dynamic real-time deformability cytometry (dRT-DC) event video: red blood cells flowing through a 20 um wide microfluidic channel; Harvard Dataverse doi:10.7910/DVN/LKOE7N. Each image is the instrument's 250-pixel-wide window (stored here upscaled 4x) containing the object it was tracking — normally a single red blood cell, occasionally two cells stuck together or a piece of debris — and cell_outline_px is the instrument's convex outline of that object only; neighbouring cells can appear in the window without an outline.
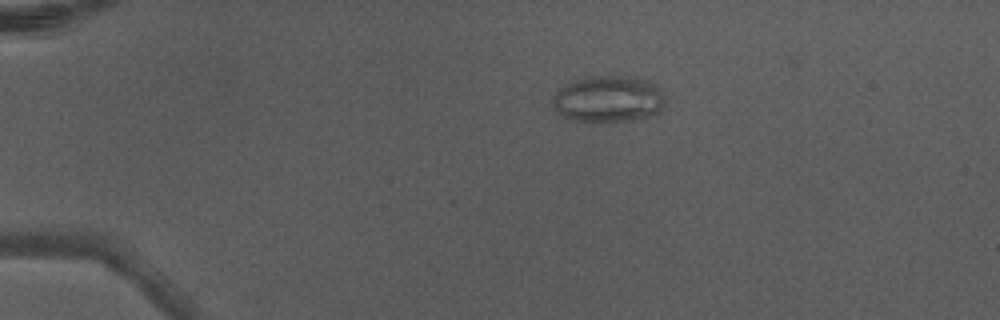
{"species": "Egyptian fruit bat (a non-hibernating species)", "species_latin": "Rousettus aegyptiacus", "temperature_condition": "warm", "stored_images_in_passage": 4, "camera_frame_rate_fps": 3000, "um_per_image_px": 0.085, "animal": {"sex": "male"}, "frame": {"image": 1, "passage_image": 3, "time_ms": 0.667, "image_size_px": [1000, 320], "cell_outline_px": [[664, 104], [660, 112], [656, 116], [628, 120], [572, 120], [564, 116], [552, 104], [552, 96], [560, 88], [576, 80], [588, 76], [636, 76], [660, 84], [664, 92]], "centroid_in_image_um": [51.81, 8.38], "position_along_channel_um": 33.2, "area_um2": 30.63}}